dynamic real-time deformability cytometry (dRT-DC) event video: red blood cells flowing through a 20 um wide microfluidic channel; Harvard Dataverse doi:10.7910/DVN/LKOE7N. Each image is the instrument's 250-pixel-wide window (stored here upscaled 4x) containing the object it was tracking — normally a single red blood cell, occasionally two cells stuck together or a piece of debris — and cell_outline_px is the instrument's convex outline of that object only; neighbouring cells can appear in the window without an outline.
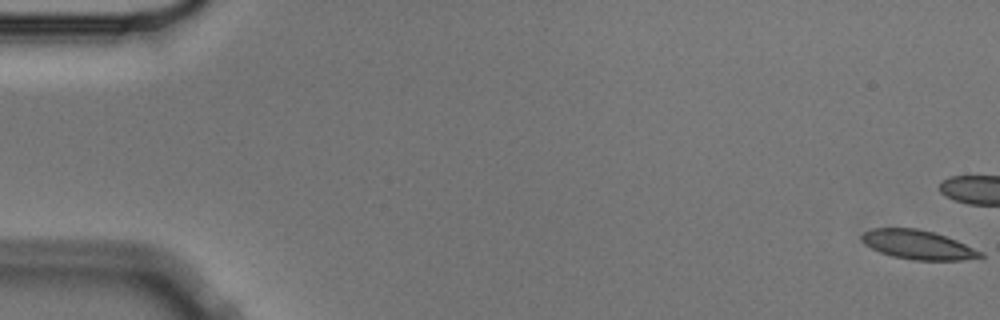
{"species": "Egyptian fruit bat (a non-hibernating species)", "species_latin": "Rousettus aegyptiacus", "temperature_condition": "cold", "stored_images_in_passage": 17, "camera_frame_rate_fps": 3000, "um_per_image_px": 0.085, "animal": {"sex": "male"}, "frame": {"image": 1, "passage_image": 1, "time_ms": 0.0, "image_size_px": [1000, 320], "cell_outline_px": [[984, 256], [964, 260], [912, 260], [892, 256], [880, 252], [864, 244], [860, 240], [860, 236], [864, 232], [872, 228], [916, 228], [932, 232], [956, 240], [984, 252]], "centroid_in_image_um": [78.01, 20.81], "position_along_channel_um": 7.0, "area_um2": 20.11}}